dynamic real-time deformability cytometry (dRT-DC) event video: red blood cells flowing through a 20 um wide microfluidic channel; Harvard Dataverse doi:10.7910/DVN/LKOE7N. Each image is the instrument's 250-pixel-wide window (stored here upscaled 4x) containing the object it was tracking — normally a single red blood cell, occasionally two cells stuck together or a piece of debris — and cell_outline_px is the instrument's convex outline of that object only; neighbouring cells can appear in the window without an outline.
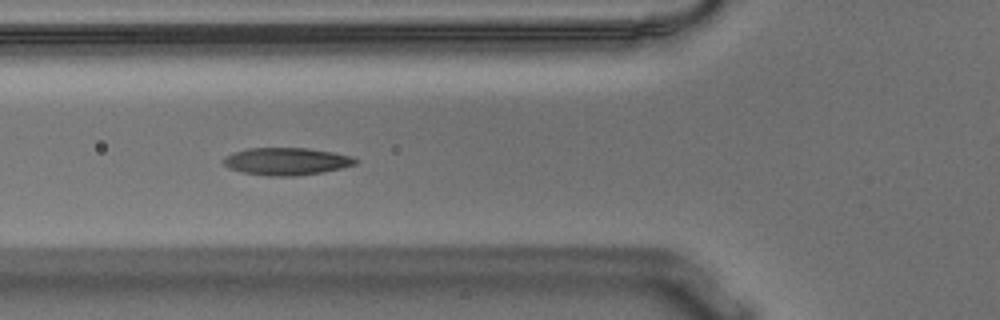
{"species": "Egyptian fruit bat (a non-hibernating species)", "species_latin": "Rousettus aegyptiacus", "temperature_condition": "warm", "stored_images_in_passage": 11, "camera_frame_rate_fps": 3000, "um_per_image_px": 0.085, "animal": {"sex": "male"}, "frame": {"image": 1, "passage_image": 7, "time_ms": 2.0, "image_size_px": [1000, 320], "cell_outline_px": [[356, 164], [340, 168], [320, 172], [292, 176], [268, 176], [244, 172], [228, 168], [224, 164], [224, 156], [232, 152], [248, 148], [308, 148], [332, 152], [352, 156], [356, 160]], "centroid_in_image_um": [24.31, 13.7], "position_along_channel_um": 101.5, "area_um2": 20.87}}